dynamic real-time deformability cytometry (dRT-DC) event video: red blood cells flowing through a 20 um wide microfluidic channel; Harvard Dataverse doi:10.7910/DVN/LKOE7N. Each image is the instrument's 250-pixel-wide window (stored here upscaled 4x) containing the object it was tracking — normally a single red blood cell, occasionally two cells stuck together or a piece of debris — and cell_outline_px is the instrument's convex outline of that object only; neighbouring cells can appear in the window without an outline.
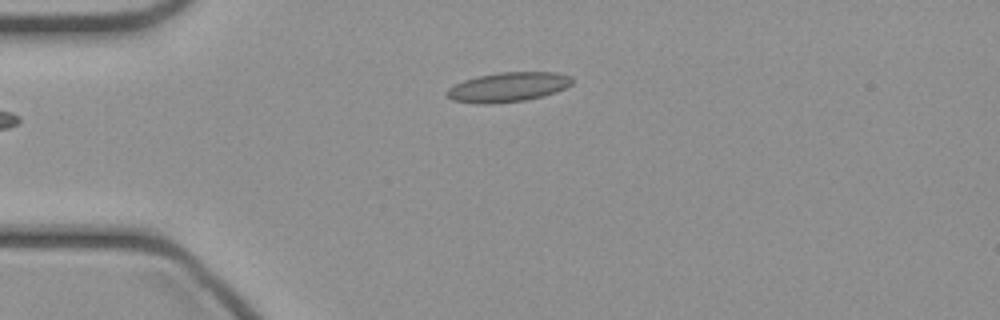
{"species": "common noctule bat (a hibernating species)", "species_latin": "Nyctalus noctula", "temperature_condition": "cold", "stored_images_in_passage": 32, "camera_frame_rate_fps": 3000, "um_per_image_px": 0.085, "animal": {"sex": "female", "body_mass_g": 21.9}, "frame": {"image": 1, "passage_image": 1, "time_ms": 0.0, "image_size_px": [1000, 320], "cell_outline_px": [[572, 84], [556, 92], [544, 96], [524, 100], [488, 104], [480, 104], [452, 100], [444, 92], [448, 88], [464, 80], [476, 76], [500, 72], [556, 72], [572, 76]], "centroid_in_image_um": [43.18, 7.39], "position_along_channel_um": 41.8, "area_um2": 21.62}}
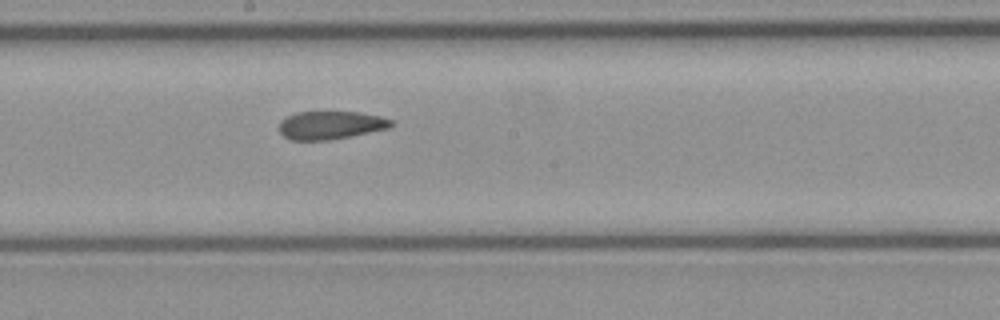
{"frame": {"image": 2, "passage_image": 15, "time_ms": 4.667, "image_size_px": [1000, 320], "cell_outline_px": [[396, 124], [388, 128], [352, 136], [328, 140], [288, 140], [280, 132], [280, 120], [296, 112], [360, 112], [380, 116], [392, 120]], "centroid_in_image_um": [28.12, 10.64], "position_along_channel_um": 220.1, "area_um2": 18.44}}
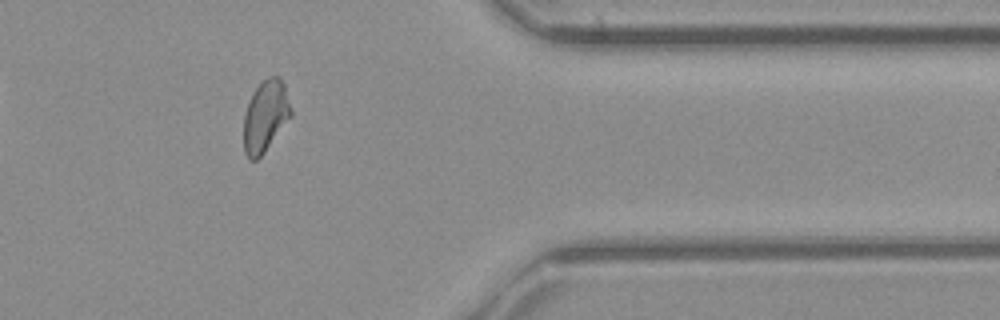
{"frame": {"image": 3, "passage_image": 28, "time_ms": 9.0, "image_size_px": [1000, 320], "cell_outline_px": [[292, 116], [264, 152], [256, 160], [248, 160], [244, 152], [244, 112], [252, 92], [268, 76], [280, 76], [284, 84], [292, 108]], "centroid_in_image_um": [22.56, 9.86], "position_along_channel_um": 388.8, "area_um2": 19.83}}